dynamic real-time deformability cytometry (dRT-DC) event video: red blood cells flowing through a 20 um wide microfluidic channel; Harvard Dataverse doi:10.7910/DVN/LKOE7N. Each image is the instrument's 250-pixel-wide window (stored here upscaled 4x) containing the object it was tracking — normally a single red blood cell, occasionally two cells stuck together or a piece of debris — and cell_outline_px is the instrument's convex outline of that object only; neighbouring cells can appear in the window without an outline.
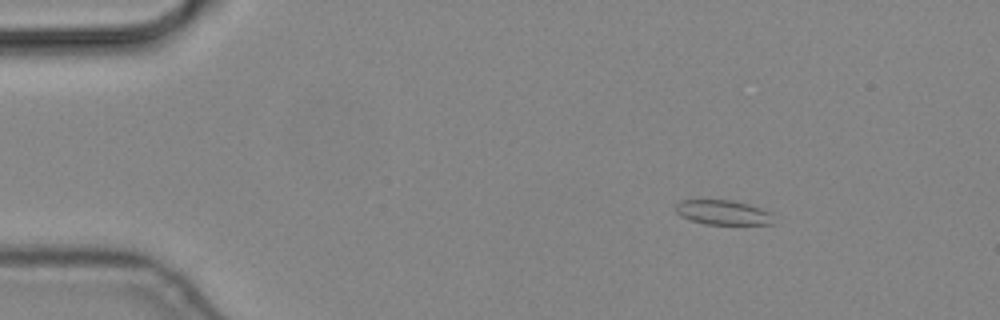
{"species": "common noctule bat (a hibernating species)", "species_latin": "Nyctalus noctula", "temperature_condition": "cold", "stored_images_in_passage": 4, "camera_frame_rate_fps": 3000, "um_per_image_px": 0.085, "animal": {"sex": "male", "body_mass_g": 19.2, "forearm_length_mm": 51.8}, "frame": {"image": 1, "passage_image": 1, "time_ms": 0.0, "image_size_px": [1000, 320], "cell_outline_px": [[772, 224], [704, 224], [680, 216], [676, 212], [676, 204], [680, 200], [732, 200], [748, 204], [772, 212]], "centroid_in_image_um": [61.44, 18.05], "position_along_channel_um": 23.6, "area_um2": 13.99}}